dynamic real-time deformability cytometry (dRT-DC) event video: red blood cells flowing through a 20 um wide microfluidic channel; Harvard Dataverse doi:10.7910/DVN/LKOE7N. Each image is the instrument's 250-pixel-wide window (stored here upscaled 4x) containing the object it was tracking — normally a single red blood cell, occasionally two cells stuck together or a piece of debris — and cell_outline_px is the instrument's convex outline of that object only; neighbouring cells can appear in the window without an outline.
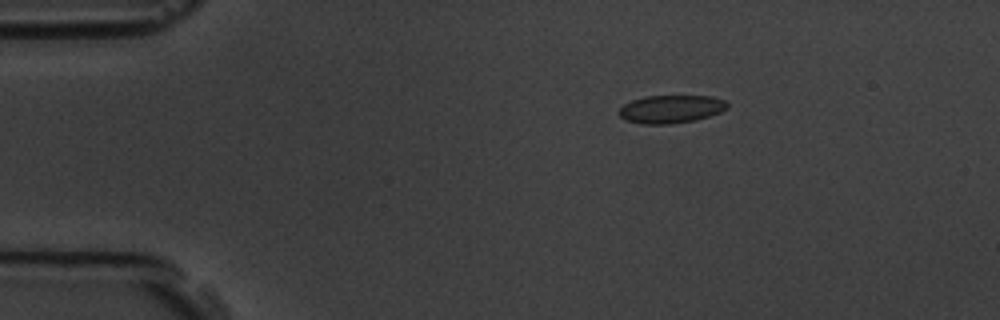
{"species": "common noctule bat (a hibernating species)", "species_latin": "Nyctalus noctula", "temperature_condition": "room temperature", "stored_images_in_passage": 4, "camera_frame_rate_fps": 3000, "um_per_image_px": 0.085, "animal": {"sex": "male", "body_mass_g": 19.5, "forearm_length_mm": 54.6}, "frame": {"image": 1, "passage_image": 3, "time_ms": 2.333, "image_size_px": [1000, 320], "cell_outline_px": [[728, 108], [720, 112], [696, 120], [668, 124], [640, 124], [624, 120], [616, 112], [624, 104], [632, 100], [644, 96], [712, 96], [724, 100], [728, 104]], "centroid_in_image_um": [56.99, 9.27], "position_along_channel_um": 28.0, "area_um2": 17.8}}